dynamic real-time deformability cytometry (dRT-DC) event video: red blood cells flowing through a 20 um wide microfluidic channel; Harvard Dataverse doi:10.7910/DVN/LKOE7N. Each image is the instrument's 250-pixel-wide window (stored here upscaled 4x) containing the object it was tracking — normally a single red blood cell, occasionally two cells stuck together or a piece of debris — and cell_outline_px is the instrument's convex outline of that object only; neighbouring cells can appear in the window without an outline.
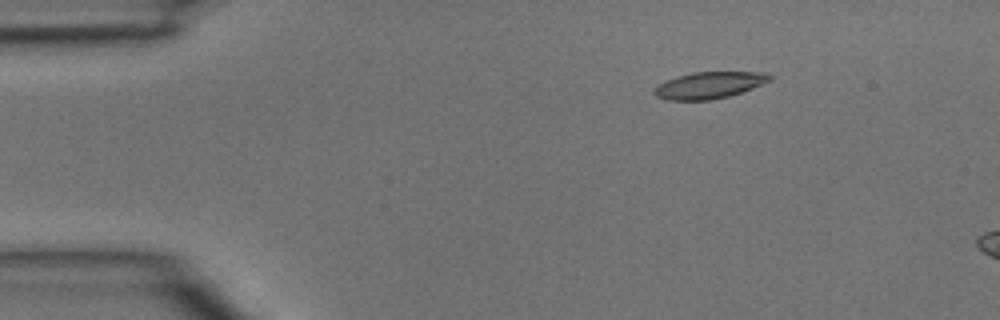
{"species": "common noctule bat (a hibernating species)", "species_latin": "Nyctalus noctula", "temperature_condition": "room temperature", "stored_images_in_passage": 4, "camera_frame_rate_fps": 3000, "um_per_image_px": 0.085, "animal": {"sex": "male", "body_mass_g": 15.6}, "frame": {"image": 1, "passage_image": 2, "time_ms": 0.333, "image_size_px": [1000, 320], "cell_outline_px": [[772, 80], [752, 88], [728, 96], [708, 100], [668, 100], [656, 96], [652, 92], [656, 84], [676, 76], [692, 72], [764, 72], [772, 76]], "centroid_in_image_um": [60.24, 7.23], "position_along_channel_um": 24.8, "area_um2": 17.98}}